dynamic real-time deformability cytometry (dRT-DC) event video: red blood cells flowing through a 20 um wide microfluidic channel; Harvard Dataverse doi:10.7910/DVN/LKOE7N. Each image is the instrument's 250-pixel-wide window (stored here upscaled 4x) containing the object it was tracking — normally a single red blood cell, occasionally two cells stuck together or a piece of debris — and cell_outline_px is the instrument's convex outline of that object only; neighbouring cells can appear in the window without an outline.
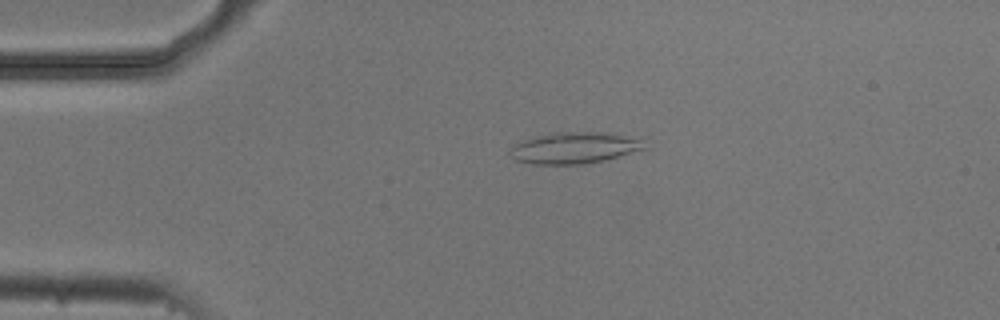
{"species": "common noctule bat (a hibernating species)", "species_latin": "Nyctalus noctula", "temperature_condition": "cold", "stored_images_in_passage": 7, "camera_frame_rate_fps": 3000, "um_per_image_px": 0.085, "animal": {"sex": "male", "body_mass_g": 20.5, "forearm_length_mm": 52.5}, "frame": {"image": 1, "passage_image": 2, "time_ms": 0.333, "image_size_px": [1000, 320], "cell_outline_px": [[648, 148], [604, 160], [580, 164], [532, 164], [516, 160], [508, 152], [516, 144], [524, 140], [536, 136], [552, 132], [612, 132], [644, 140]], "centroid_in_image_um": [48.87, 12.55], "position_along_channel_um": 36.1, "area_um2": 24.62}}